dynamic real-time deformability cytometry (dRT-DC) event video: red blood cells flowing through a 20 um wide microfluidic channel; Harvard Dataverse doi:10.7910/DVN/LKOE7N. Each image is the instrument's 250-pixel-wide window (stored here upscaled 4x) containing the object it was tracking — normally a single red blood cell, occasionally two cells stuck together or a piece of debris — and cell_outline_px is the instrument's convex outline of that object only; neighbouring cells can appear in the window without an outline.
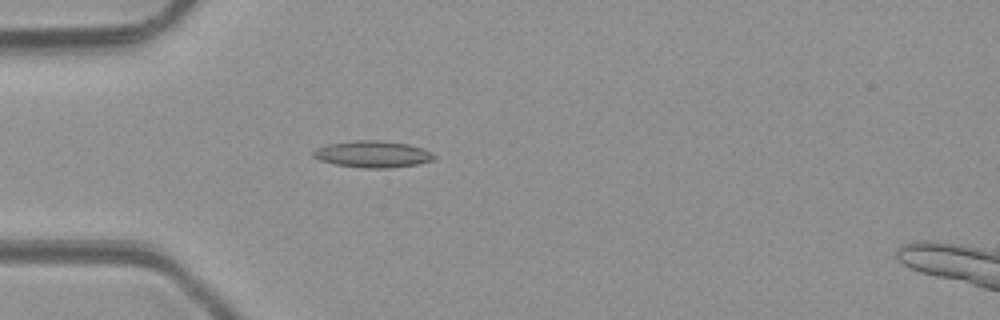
{"species": "common noctule bat (a hibernating species)", "species_latin": "Nyctalus noctula", "temperature_condition": "room temperature", "stored_images_in_passage": 5, "camera_frame_rate_fps": 3000, "um_per_image_px": 0.085, "animal": {"sex": "male", "body_mass_g": 23.1, "forearm_length_mm": 52.7}, "frame": {"image": 1, "passage_image": 5, "time_ms": 4.333, "image_size_px": [1000, 320], "cell_outline_px": [[436, 156], [432, 160], [416, 164], [388, 168], [364, 168], [336, 164], [320, 160], [312, 156], [312, 152], [316, 148], [328, 144], [356, 140], [380, 140], [408, 144], [424, 148], [432, 152]], "centroid_in_image_um": [31.68, 13.09], "position_along_channel_um": 53.3, "area_um2": 18.73}}